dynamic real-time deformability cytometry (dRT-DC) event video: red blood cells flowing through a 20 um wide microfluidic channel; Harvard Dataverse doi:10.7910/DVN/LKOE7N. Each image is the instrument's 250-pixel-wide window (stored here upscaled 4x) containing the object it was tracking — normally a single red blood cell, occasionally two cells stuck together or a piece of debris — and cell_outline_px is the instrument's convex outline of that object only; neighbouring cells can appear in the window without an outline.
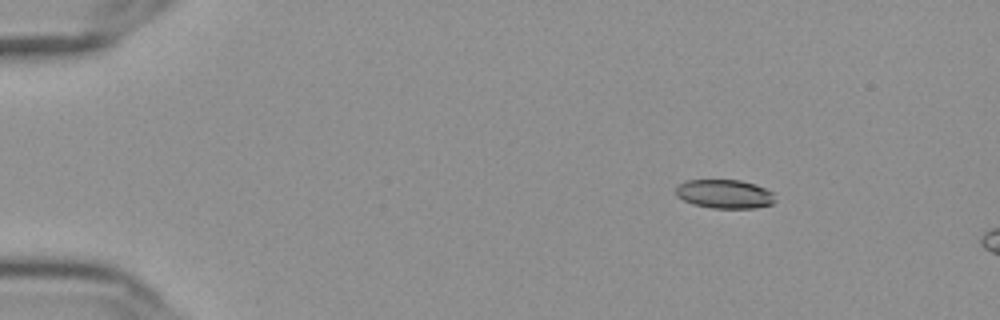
{"species": "Egyptian fruit bat (a non-hibernating species)", "species_latin": "Rousettus aegyptiacus", "temperature_condition": "cold", "stored_images_in_passage": 7, "camera_frame_rate_fps": 3000, "um_per_image_px": 0.085, "frame": {"image": 1, "passage_image": 1, "time_ms": 0.0, "image_size_px": [1000, 320], "cell_outline_px": [[776, 200], [772, 204], [756, 208], [712, 208], [692, 204], [676, 196], [676, 184], [684, 180], [740, 180], [756, 184], [772, 192]], "centroid_in_image_um": [61.57, 16.48], "position_along_channel_um": 23.4, "area_um2": 16.88}}